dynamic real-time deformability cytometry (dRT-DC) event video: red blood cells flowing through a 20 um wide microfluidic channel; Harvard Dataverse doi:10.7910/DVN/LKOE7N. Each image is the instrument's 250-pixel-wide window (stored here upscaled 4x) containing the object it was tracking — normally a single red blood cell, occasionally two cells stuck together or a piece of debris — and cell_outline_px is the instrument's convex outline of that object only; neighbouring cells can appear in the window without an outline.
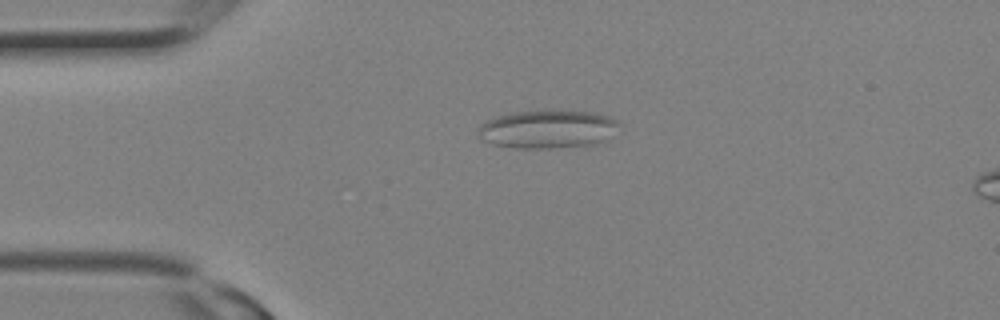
{"species": "Egyptian fruit bat (a non-hibernating species)", "species_latin": "Rousettus aegyptiacus", "temperature_condition": "room temperature", "stored_images_in_passage": 2, "camera_frame_rate_fps": 3000, "um_per_image_px": 0.085, "animal": {"sex": "female"}, "frame": {"image": 1, "passage_image": 1, "time_ms": 0.0, "image_size_px": [1000, 320], "cell_outline_px": [[624, 124], [604, 140], [592, 144], [552, 148], [516, 148], [492, 144], [476, 136], [476, 132], [480, 124], [496, 116], [516, 112], [556, 108], [592, 112], [608, 116], [620, 120]], "centroid_in_image_um": [46.57, 10.94], "position_along_channel_um": 38.4, "area_um2": 32.19}}